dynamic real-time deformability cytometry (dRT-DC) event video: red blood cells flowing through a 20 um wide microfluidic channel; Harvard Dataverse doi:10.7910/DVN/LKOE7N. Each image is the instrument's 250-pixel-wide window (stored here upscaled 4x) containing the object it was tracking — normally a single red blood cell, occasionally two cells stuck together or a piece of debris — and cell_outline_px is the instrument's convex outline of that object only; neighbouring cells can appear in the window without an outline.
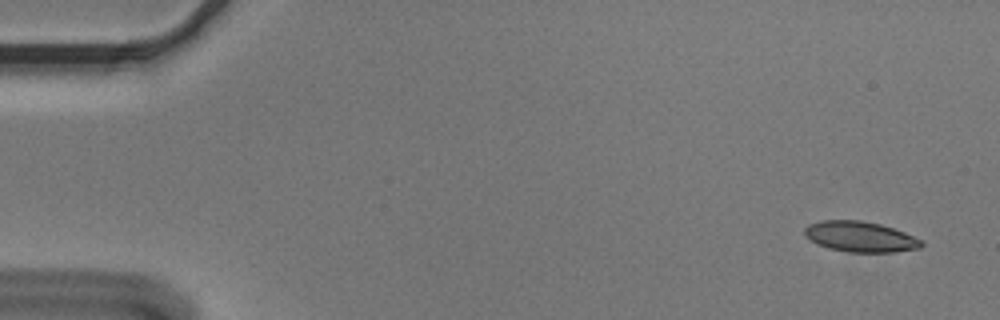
{"species": "Egyptian fruit bat (a non-hibernating species)", "species_latin": "Rousettus aegyptiacus", "temperature_condition": "cold", "stored_images_in_passage": 6, "camera_frame_rate_fps": 3000, "um_per_image_px": 0.085, "animal": {"sex": "male"}, "frame": {"image": 1, "passage_image": 1, "time_ms": 0.0, "image_size_px": [1000, 320], "cell_outline_px": [[924, 244], [920, 248], [892, 252], [848, 252], [828, 248], [816, 244], [808, 240], [804, 236], [804, 228], [808, 224], [820, 220], [860, 220], [880, 224], [904, 232], [920, 240]], "centroid_in_image_um": [73.05, 20.12], "position_along_channel_um": 12.0, "area_um2": 20.87}}
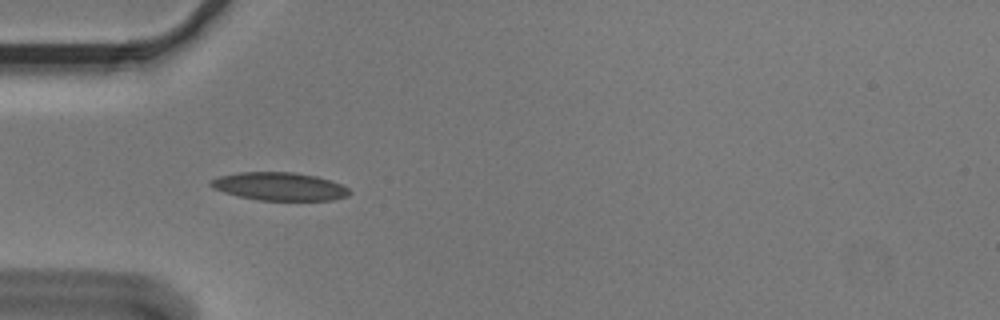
{"frame": {"image": 2, "passage_image": 5, "time_ms": 1.333, "image_size_px": [1000, 320], "cell_outline_px": [[352, 192], [348, 196], [332, 200], [260, 200], [240, 196], [224, 192], [212, 188], [208, 184], [208, 180], [220, 176], [240, 172], [296, 172], [316, 176], [340, 184], [348, 188]], "centroid_in_image_um": [23.74, 15.84], "position_along_channel_um": 61.3, "area_um2": 22.66}}